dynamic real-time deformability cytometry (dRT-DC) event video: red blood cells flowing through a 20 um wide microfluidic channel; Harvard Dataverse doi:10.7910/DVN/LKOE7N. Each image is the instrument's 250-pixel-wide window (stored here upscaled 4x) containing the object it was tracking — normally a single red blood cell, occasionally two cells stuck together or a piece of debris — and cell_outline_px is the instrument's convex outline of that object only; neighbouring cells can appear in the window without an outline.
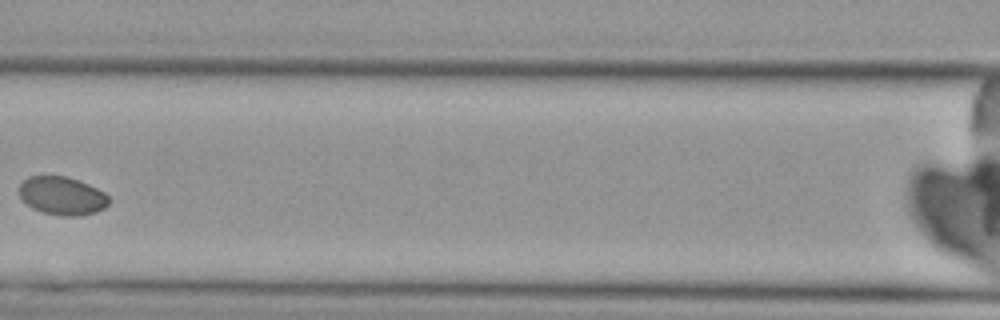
{"species": "Egyptian fruit bat (a non-hibernating species)", "species_latin": "Rousettus aegyptiacus", "temperature_condition": "cold", "stored_images_in_passage": 5, "camera_frame_rate_fps": 3000, "um_per_image_px": 0.085, "animal": {"sex": "female"}, "frame": {"image": 1, "passage_image": 4, "time_ms": 3.667, "image_size_px": [1000, 320], "cell_outline_px": [[108, 204], [104, 208], [96, 212], [76, 216], [60, 216], [44, 212], [32, 208], [20, 196], [20, 184], [28, 176], [68, 176], [88, 184], [104, 192], [108, 196]], "centroid_in_image_um": [5.29, 16.64], "position_along_channel_um": 161.3, "area_um2": 19.83}}
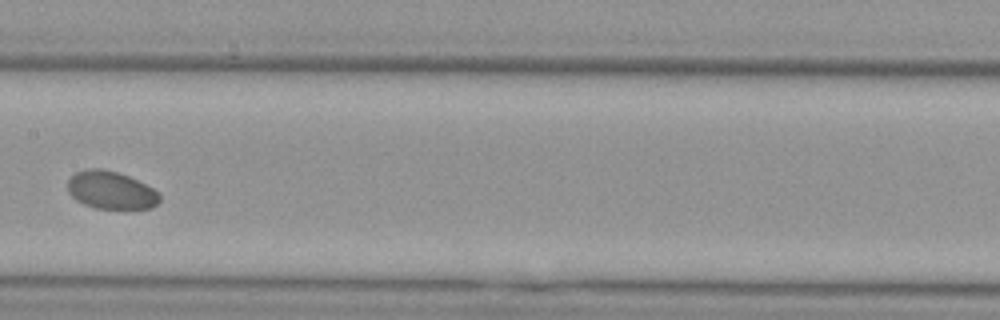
{"frame": {"image": 2, "passage_image": 5, "time_ms": 4.667, "image_size_px": [1000, 320], "cell_outline_px": [[160, 200], [152, 208], [96, 208], [84, 204], [76, 200], [68, 192], [68, 180], [76, 172], [84, 168], [104, 168], [128, 176], [160, 192]], "centroid_in_image_um": [9.41, 16.15], "position_along_channel_um": 198.0, "area_um2": 20.17}}